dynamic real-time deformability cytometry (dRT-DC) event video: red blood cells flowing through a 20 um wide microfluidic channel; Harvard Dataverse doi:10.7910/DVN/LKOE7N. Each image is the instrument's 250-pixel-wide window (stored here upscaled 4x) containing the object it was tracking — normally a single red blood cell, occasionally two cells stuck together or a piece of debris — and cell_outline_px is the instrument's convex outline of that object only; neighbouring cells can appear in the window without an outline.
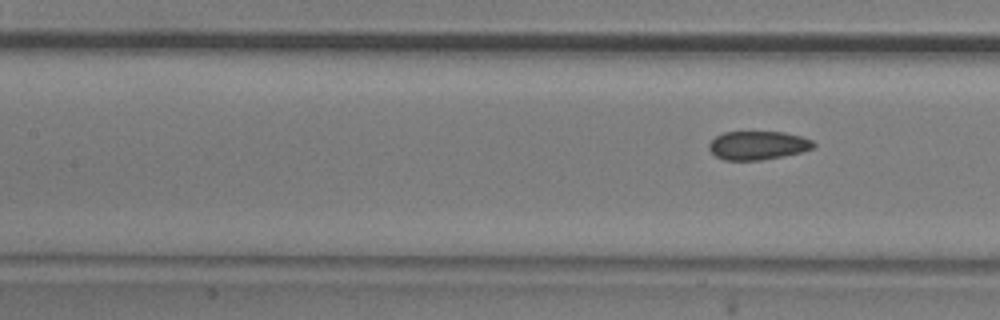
{"species": "common noctule bat (a hibernating species)", "species_latin": "Nyctalus noctula", "temperature_condition": "room temperature", "stored_images_in_passage": 5, "camera_frame_rate_fps": 3000, "um_per_image_px": 0.085, "animal": {"sex": "male", "body_mass_g": 20.5, "forearm_length_mm": 52.5}, "frame": {"image": 1, "passage_image": 5, "time_ms": 4.667, "image_size_px": [1000, 320], "cell_outline_px": [[816, 144], [812, 148], [800, 152], [784, 156], [760, 160], [724, 160], [716, 156], [708, 148], [708, 144], [716, 136], [724, 132], [784, 132], [800, 136], [812, 140]], "centroid_in_image_um": [64.4, 12.35], "position_along_channel_um": 143.0, "area_um2": 17.34}}